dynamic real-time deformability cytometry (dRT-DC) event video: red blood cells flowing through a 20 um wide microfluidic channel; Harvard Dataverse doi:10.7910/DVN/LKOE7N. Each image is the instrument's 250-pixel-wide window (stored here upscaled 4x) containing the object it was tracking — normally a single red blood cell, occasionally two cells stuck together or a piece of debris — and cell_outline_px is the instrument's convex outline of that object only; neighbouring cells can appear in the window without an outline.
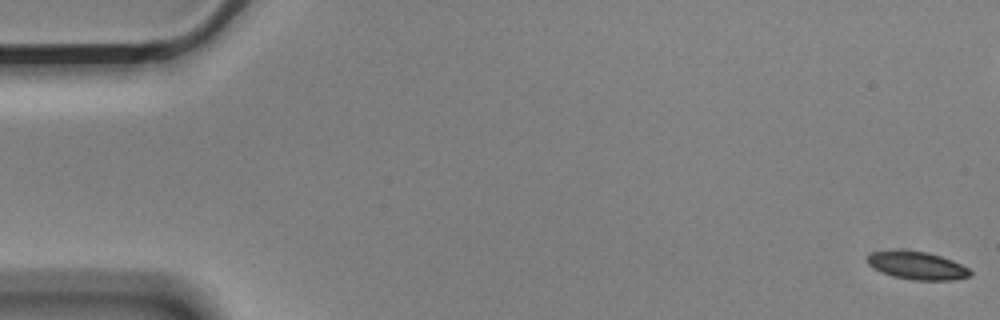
{"species": "Egyptian fruit bat (a non-hibernating species)", "species_latin": "Rousettus aegyptiacus", "temperature_condition": "cold", "stored_images_in_passage": 16, "camera_frame_rate_fps": 3000, "um_per_image_px": 0.085, "animal": {"sex": "male"}, "frame": {"image": 1, "passage_image": 1, "time_ms": 0.0, "image_size_px": [1000, 320], "cell_outline_px": [[972, 272], [968, 276], [952, 280], [912, 280], [892, 276], [880, 272], [868, 264], [868, 256], [872, 252], [900, 248], [928, 252], [952, 260], [968, 268]], "centroid_in_image_um": [77.91, 22.55], "position_along_channel_um": 7.1, "area_um2": 16.94}}
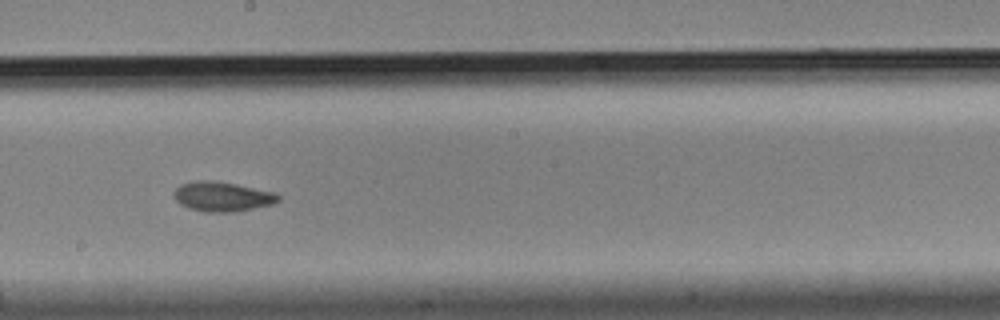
{"frame": {"image": 2, "passage_image": 9, "time_ms": 2.667, "image_size_px": [1000, 320], "cell_outline_px": [[280, 200], [272, 204], [236, 212], [204, 212], [188, 208], [180, 204], [172, 196], [172, 192], [180, 184], [196, 180], [212, 180], [236, 184], [276, 192], [280, 196]], "centroid_in_image_um": [18.87, 16.7], "position_along_channel_um": 229.3, "area_um2": 18.32}}
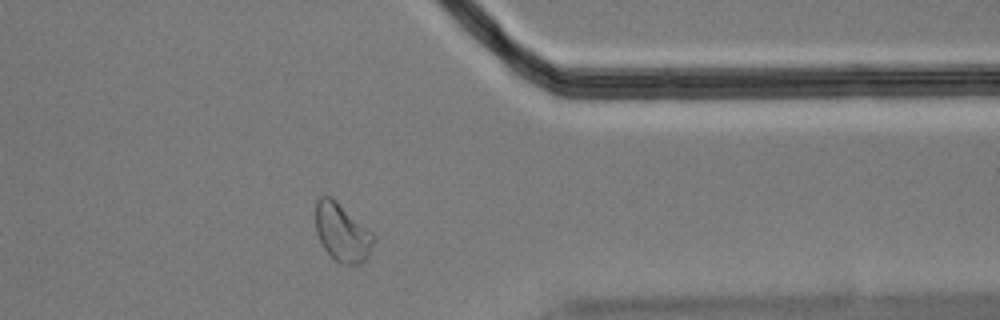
{"frame": {"image": 3, "passage_image": 13, "time_ms": 4.0, "image_size_px": [1000, 320], "cell_outline_px": [[376, 240], [368, 256], [360, 264], [340, 264], [324, 248], [316, 232], [316, 200], [320, 196], [332, 196], [372, 232], [376, 236]], "centroid_in_image_um": [29.1, 19.75], "position_along_channel_um": 382.3, "area_um2": 19.65}}